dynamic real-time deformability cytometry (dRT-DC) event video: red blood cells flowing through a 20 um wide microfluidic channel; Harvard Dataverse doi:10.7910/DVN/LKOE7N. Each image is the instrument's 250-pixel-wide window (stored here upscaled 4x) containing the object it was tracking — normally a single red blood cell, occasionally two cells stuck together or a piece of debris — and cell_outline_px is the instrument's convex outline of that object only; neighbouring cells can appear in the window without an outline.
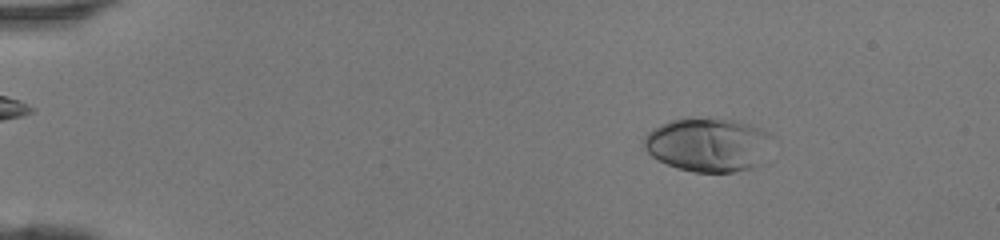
{"species": "human", "species_latin": "Homo sapiens", "temperature_condition": "room temperature", "stored_images_in_passage": 28, "camera_frame_rate_fps": 3000, "um_per_image_px": 0.085, "donor": {"sex": "female"}, "frame": {"image": 1, "passage_image": 7, "time_ms": 2.0, "image_size_px": [1000, 240], "cell_outline_px": [[772, 136], [760, 164], [752, 168], [732, 172], [696, 172], [676, 168], [656, 160], [644, 148], [644, 136], [652, 128], [668, 120], [716, 116], [740, 120], [760, 128], [768, 132]], "centroid_in_image_um": [60.16, 12.27], "position_along_channel_um": 24.8, "area_um2": 40.86}}
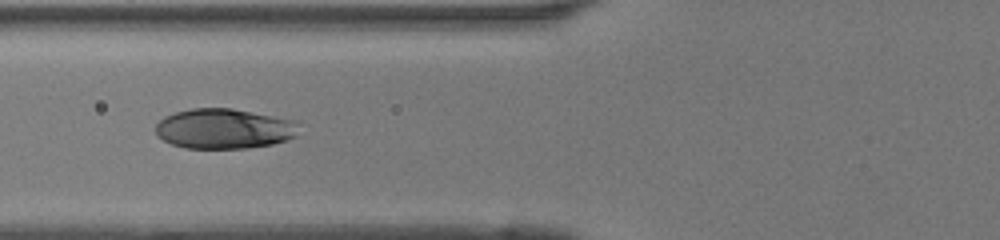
{"frame": {"image": 2, "passage_image": 19, "time_ms": 6.0, "image_size_px": [1000, 240], "cell_outline_px": [[296, 136], [288, 140], [272, 144], [248, 148], [184, 148], [172, 144], [156, 136], [156, 124], [164, 116], [176, 112], [192, 108], [232, 108], [296, 120]], "centroid_in_image_um": [19.03, 10.94], "position_along_channel_um": 106.8, "area_um2": 33.52}}
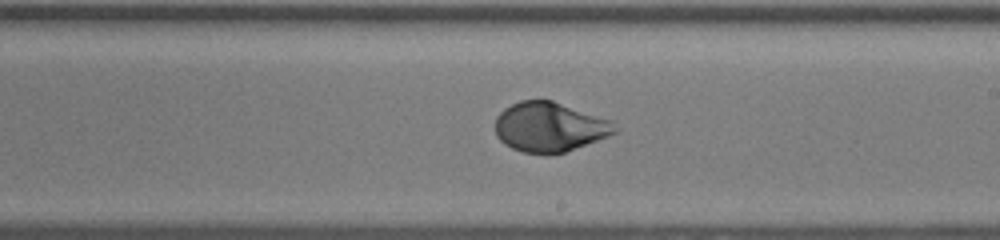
{"frame": {"image": 3, "passage_image": 28, "time_ms": 9.0, "image_size_px": [1000, 240], "cell_outline_px": [[620, 128], [616, 132], [608, 136], [564, 152], [524, 152], [512, 148], [504, 144], [496, 136], [496, 116], [504, 108], [520, 100], [552, 100], [612, 120]], "centroid_in_image_um": [46.73, 10.76], "position_along_channel_um": 242.3, "area_um2": 34.28}}